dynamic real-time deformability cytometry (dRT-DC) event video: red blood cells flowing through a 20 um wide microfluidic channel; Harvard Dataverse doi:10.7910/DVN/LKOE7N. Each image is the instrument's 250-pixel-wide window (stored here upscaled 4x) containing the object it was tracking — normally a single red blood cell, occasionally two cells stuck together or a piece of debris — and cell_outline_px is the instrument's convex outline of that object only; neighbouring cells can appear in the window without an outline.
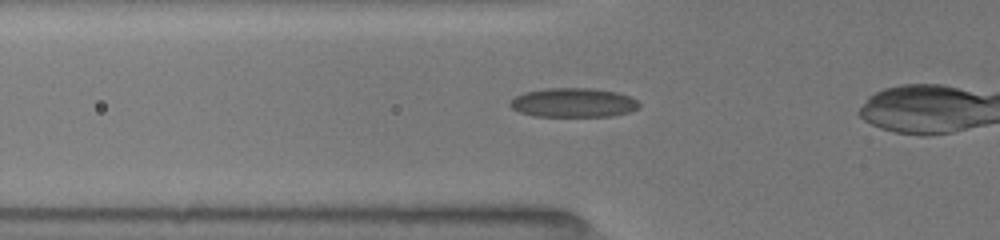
{"species": "common noctule bat (a hibernating species)", "species_latin": "Nyctalus noctula", "temperature_condition": "room temperature", "stored_images_in_passage": 52, "camera_frame_rate_fps": 3000, "um_per_image_px": 0.085, "animal": {"sex": "female", "body_mass_g": 19.5, "forearm_length_mm": 54.1}, "frame": {"image": 1, "passage_image": 18, "time_ms": 4.0, "image_size_px": [1000, 240], "cell_outline_px": [[640, 108], [628, 112], [612, 116], [532, 116], [520, 112], [512, 108], [508, 104], [516, 96], [524, 92], [544, 88], [592, 88], [616, 92], [628, 96], [636, 100], [640, 104]], "centroid_in_image_um": [48.72, 8.72], "position_along_channel_um": 77.1, "area_um2": 21.96}}
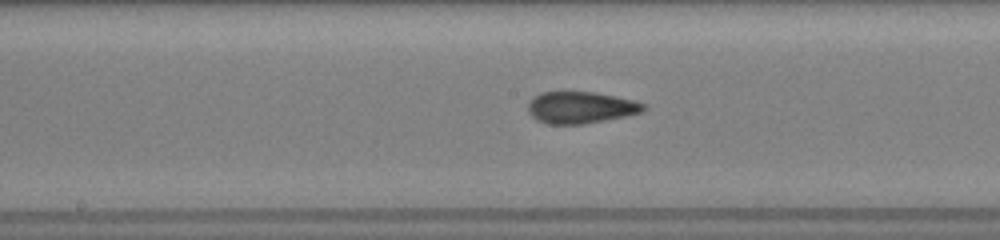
{"frame": {"image": 2, "passage_image": 31, "time_ms": 7.0, "image_size_px": [1000, 240], "cell_outline_px": [[648, 108], [640, 112], [624, 116], [584, 124], [548, 124], [536, 120], [528, 112], [528, 100], [532, 96], [540, 92], [564, 88], [596, 92], [636, 100], [644, 104]], "centroid_in_image_um": [49.28, 9.07], "position_along_channel_um": 198.9, "area_um2": 22.37}}
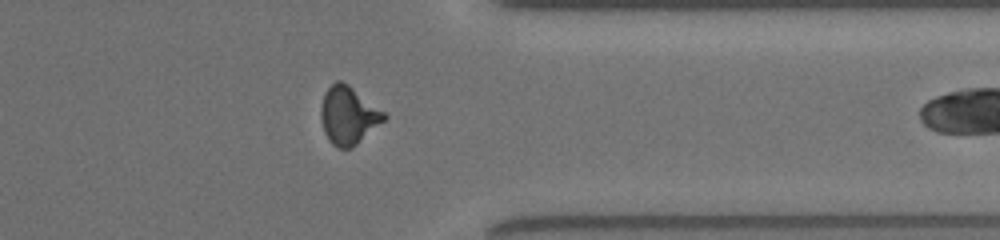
{"frame": {"image": 3, "passage_image": 50, "time_ms": 11.667, "image_size_px": [1000, 240], "cell_outline_px": [[388, 116], [384, 120], [352, 148], [336, 148], [328, 140], [324, 132], [320, 120], [320, 108], [324, 92], [336, 80], [340, 80], [348, 84], [384, 112]], "centroid_in_image_um": [29.56, 9.81], "position_along_channel_um": 381.8, "area_um2": 21.21}}